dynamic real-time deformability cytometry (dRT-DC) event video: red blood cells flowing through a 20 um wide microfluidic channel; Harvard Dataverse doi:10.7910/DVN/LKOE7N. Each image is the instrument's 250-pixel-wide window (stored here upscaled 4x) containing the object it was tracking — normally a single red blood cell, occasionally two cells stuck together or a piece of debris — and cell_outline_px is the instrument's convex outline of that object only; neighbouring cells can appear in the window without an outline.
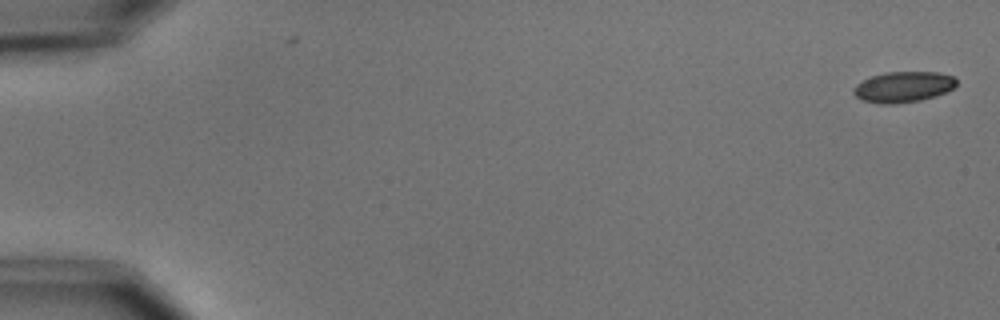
{"species": "common noctule bat (a hibernating species)", "species_latin": "Nyctalus noctula", "temperature_condition": "cold", "stored_images_in_passage": 5, "camera_frame_rate_fps": 3000, "um_per_image_px": 0.085, "animal": {"sex": "male", "body_mass_g": 15.6}, "frame": {"image": 1, "passage_image": 1, "time_ms": 0.0, "image_size_px": [1000, 320], "cell_outline_px": [[956, 84], [952, 88], [936, 96], [920, 100], [892, 104], [880, 104], [864, 100], [856, 96], [852, 92], [852, 88], [856, 84], [872, 76], [884, 72], [936, 72], [952, 76], [956, 80]], "centroid_in_image_um": [76.75, 7.38], "position_along_channel_um": 8.3, "area_um2": 18.26}}
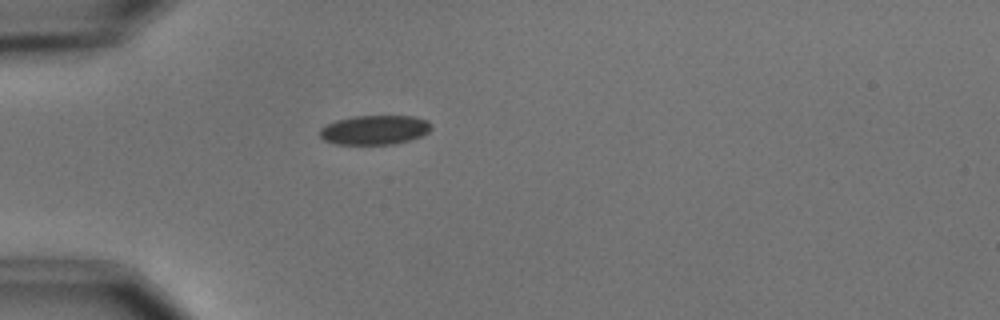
{"frame": {"image": 2, "passage_image": 5, "time_ms": 5.0, "image_size_px": [1000, 320], "cell_outline_px": [[432, 128], [428, 132], [412, 140], [392, 144], [336, 144], [324, 140], [320, 136], [320, 128], [336, 120], [352, 116], [412, 116], [428, 120], [432, 124]], "centroid_in_image_um": [31.87, 11.04], "position_along_channel_um": 53.1, "area_um2": 19.13}}